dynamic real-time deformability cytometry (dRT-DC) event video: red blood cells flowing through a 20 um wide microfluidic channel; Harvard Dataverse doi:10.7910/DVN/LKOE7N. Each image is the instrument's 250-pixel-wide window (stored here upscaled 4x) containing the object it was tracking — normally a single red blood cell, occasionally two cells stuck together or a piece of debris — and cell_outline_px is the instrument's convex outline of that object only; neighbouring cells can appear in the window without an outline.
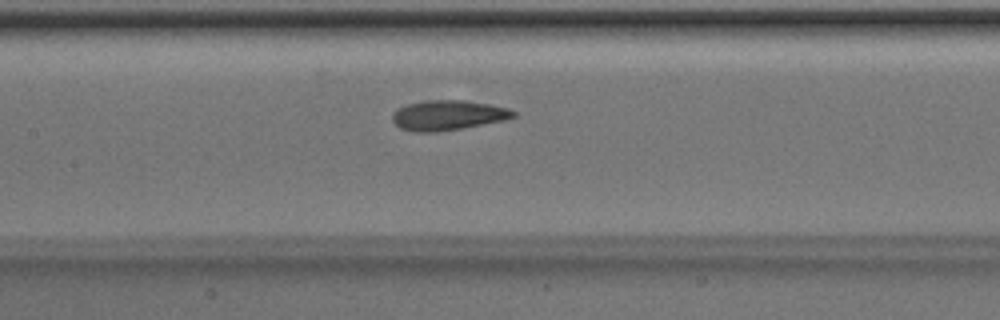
{"species": "Egyptian fruit bat (a non-hibernating species)", "species_latin": "Rousettus aegyptiacus", "temperature_condition": "room temperature", "stored_images_in_passage": 47, "camera_frame_rate_fps": 3000, "um_per_image_px": 0.085, "animal": {"sex": "male"}, "frame": {"image": 1, "passage_image": 20, "time_ms": 6.333, "image_size_px": [1000, 320], "cell_outline_px": [[516, 116], [504, 120], [464, 128], [436, 132], [416, 132], [400, 128], [392, 120], [392, 112], [396, 108], [408, 104], [428, 100], [464, 100], [488, 104], [508, 108], [516, 112]], "centroid_in_image_um": [38.06, 9.8], "position_along_channel_um": 169.3, "area_um2": 21.15}}
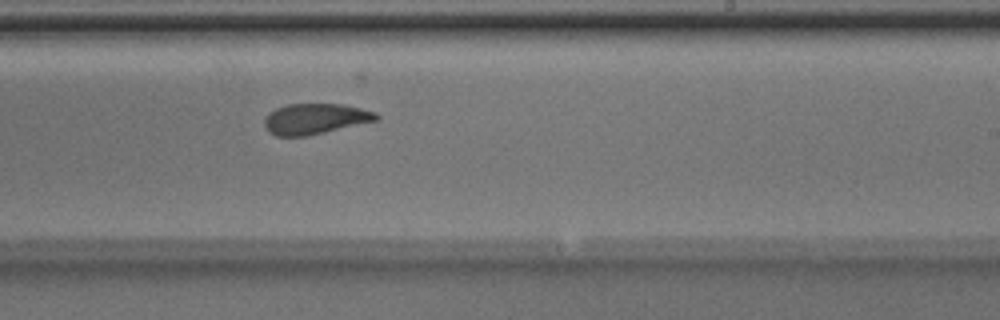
{"frame": {"image": 2, "passage_image": 27, "time_ms": 8.667, "image_size_px": [1000, 320], "cell_outline_px": [[380, 120], [324, 132], [304, 136], [276, 136], [268, 132], [264, 128], [264, 120], [276, 108], [288, 104], [344, 104], [376, 112], [380, 116]], "centroid_in_image_um": [26.82, 10.1], "position_along_channel_um": 262.2, "area_um2": 19.94}}
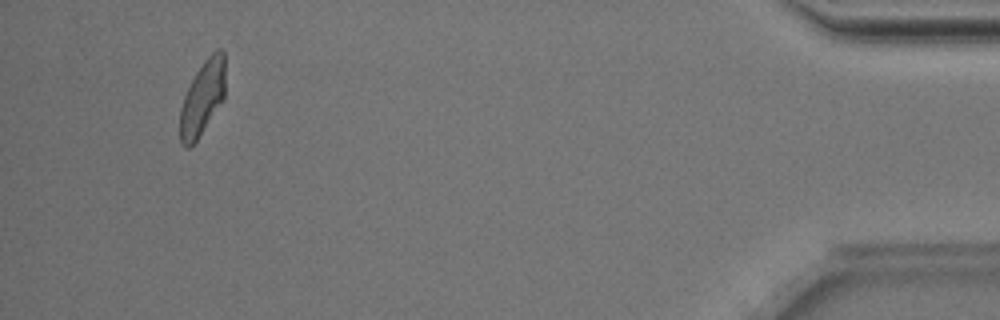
{"frame": {"image": 3, "passage_image": 44, "time_ms": 14.333, "image_size_px": [1000, 320], "cell_outline_px": [[224, 100], [196, 140], [188, 148], [184, 148], [180, 144], [180, 108], [184, 96], [196, 72], [204, 60], [216, 48], [220, 48], [224, 52]], "centroid_in_image_um": [17.21, 8.32], "position_along_channel_um": 418.0, "area_um2": 19.54}, "authors_computed_cell_mechanics": {"area_um2": 21.0392, "velocity_mm_per_s": 4.0026, "shape_relaxation_time_tau1_ms": 3.7901, "shape_relaxation_time_tau2_ms": 1.6246, "deformation_change_tau1": 0.1648, "deformation_change_tau2": 0.0897}}